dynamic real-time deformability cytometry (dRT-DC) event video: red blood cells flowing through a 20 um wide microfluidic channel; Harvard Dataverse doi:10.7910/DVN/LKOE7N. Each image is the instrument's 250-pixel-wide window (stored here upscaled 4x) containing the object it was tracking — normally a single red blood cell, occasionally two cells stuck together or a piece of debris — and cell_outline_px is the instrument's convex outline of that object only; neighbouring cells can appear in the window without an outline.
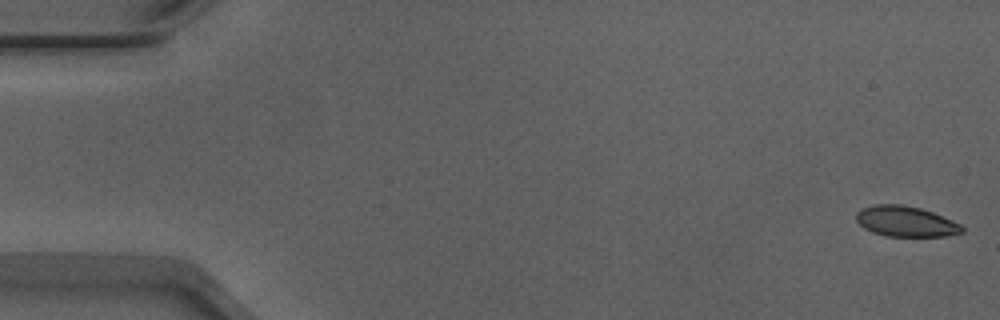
{"species": "Egyptian fruit bat (a non-hibernating species)", "species_latin": "Rousettus aegyptiacus", "temperature_condition": "warm", "stored_images_in_passage": 24, "camera_frame_rate_fps": 3000, "um_per_image_px": 0.085, "animal": {"sex": "male"}, "frame": {"image": 1, "passage_image": 1, "time_ms": 0.0, "image_size_px": [1000, 320], "cell_outline_px": [[964, 232], [944, 236], [888, 236], [872, 232], [864, 228], [856, 220], [856, 212], [860, 208], [872, 204], [900, 204], [920, 208], [932, 212], [952, 220], [960, 224], [964, 228]], "centroid_in_image_um": [76.96, 18.81], "position_along_channel_um": 8.0, "area_um2": 18.84}}
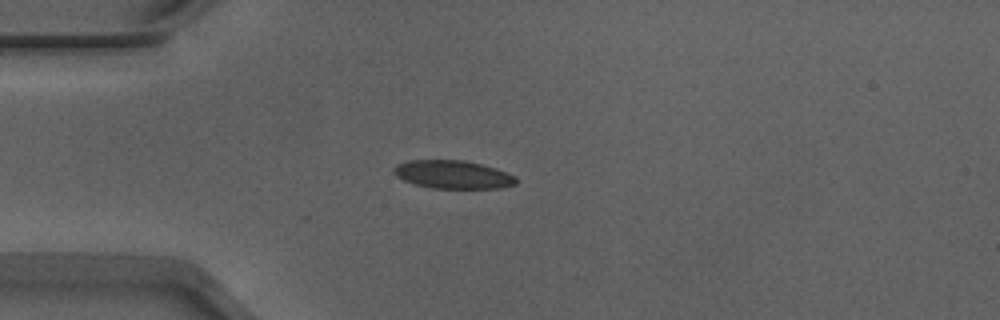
{"frame": {"image": 2, "passage_image": 14, "time_ms": 4.333, "image_size_px": [1000, 320], "cell_outline_px": [[516, 184], [500, 188], [432, 188], [416, 184], [404, 180], [396, 176], [392, 172], [392, 168], [396, 164], [408, 160], [464, 160], [496, 168], [516, 176]], "centroid_in_image_um": [38.47, 14.83], "position_along_channel_um": 46.5, "area_um2": 20.11}}
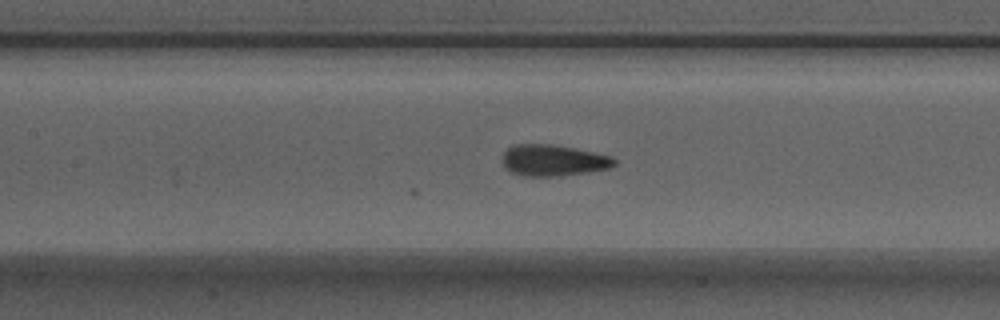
{"frame": {"image": 3, "passage_image": 24, "time_ms": 7.667, "image_size_px": [1000, 320], "cell_outline_px": [[616, 164], [612, 168], [556, 176], [524, 176], [512, 172], [504, 168], [500, 160], [500, 156], [512, 144], [552, 144], [612, 156], [616, 160]], "centroid_in_image_um": [46.97, 13.62], "position_along_channel_um": 160.4, "area_um2": 20.52}}